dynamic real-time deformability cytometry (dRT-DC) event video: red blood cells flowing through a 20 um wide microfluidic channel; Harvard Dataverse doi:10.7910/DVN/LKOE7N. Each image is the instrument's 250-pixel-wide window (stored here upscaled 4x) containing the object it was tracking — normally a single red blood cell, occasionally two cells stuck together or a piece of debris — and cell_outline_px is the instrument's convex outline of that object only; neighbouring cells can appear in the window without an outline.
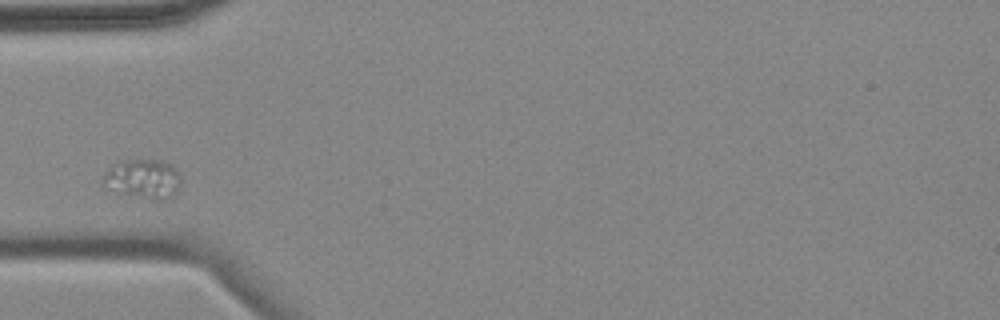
{"species": "common noctule bat (a hibernating species)", "species_latin": "Nyctalus noctula", "temperature_condition": "cold", "stored_images_in_passage": 4, "camera_frame_rate_fps": 3000, "um_per_image_px": 0.085, "animal": {"sex": "female", "body_mass_g": 18.4}, "frame": {"image": 1, "passage_image": 1, "time_ms": 0.0, "image_size_px": [1000, 320], "cell_outline_px": [[180, 184], [176, 192], [172, 196], [164, 200], [156, 200], [124, 192], [112, 188], [104, 180], [104, 176], [112, 164], [124, 160], [160, 160], [172, 164], [176, 168], [180, 176]], "centroid_in_image_um": [12.27, 15.16], "position_along_channel_um": 72.7, "area_um2": 17.17}}